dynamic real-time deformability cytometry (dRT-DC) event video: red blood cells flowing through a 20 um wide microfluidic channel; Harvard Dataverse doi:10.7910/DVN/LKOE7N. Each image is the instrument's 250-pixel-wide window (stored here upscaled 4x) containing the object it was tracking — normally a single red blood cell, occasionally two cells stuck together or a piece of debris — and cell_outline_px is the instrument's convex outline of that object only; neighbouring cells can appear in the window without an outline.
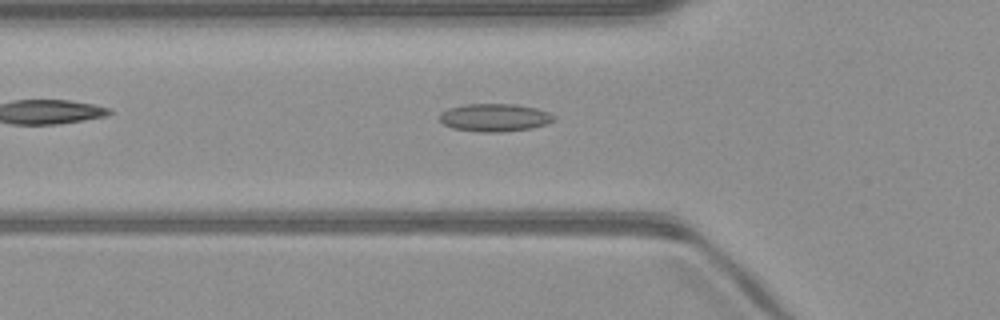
{"species": "common noctule bat (a hibernating species)", "species_latin": "Nyctalus noctula", "temperature_condition": "warm", "stored_images_in_passage": 41, "camera_frame_rate_fps": 3000, "um_per_image_px": 0.085, "animal": {"sex": "male", "body_mass_g": 23.1, "forearm_length_mm": 52.7}, "frame": {"image": 1, "passage_image": 8, "time_ms": 2.333, "image_size_px": [1000, 320], "cell_outline_px": [[556, 120], [548, 124], [532, 128], [500, 132], [480, 132], [452, 128], [444, 124], [440, 120], [440, 112], [448, 108], [464, 104], [516, 104], [536, 108], [548, 112], [556, 116]], "centroid_in_image_um": [42.07, 9.99], "position_along_channel_um": 83.7, "area_um2": 18.73}}
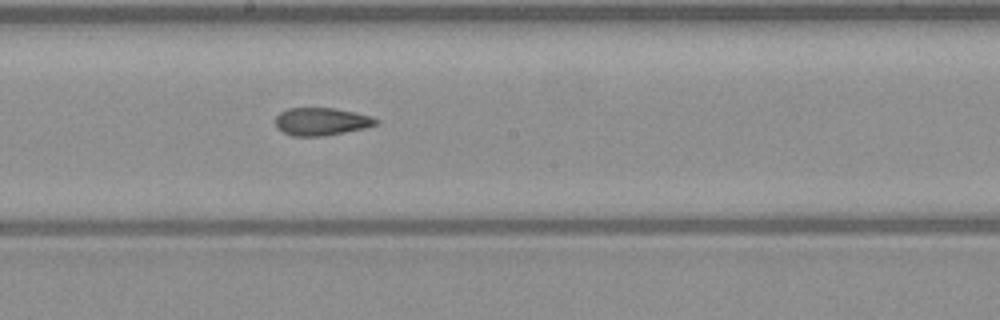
{"frame": {"image": 2, "passage_image": 18, "time_ms": 5.667, "image_size_px": [1000, 320], "cell_outline_px": [[380, 124], [364, 128], [324, 136], [292, 136], [276, 128], [276, 116], [280, 112], [288, 108], [332, 108], [356, 112], [372, 116], [380, 120]], "centroid_in_image_um": [27.35, 10.33], "position_along_channel_um": 220.9, "area_um2": 16.36}}
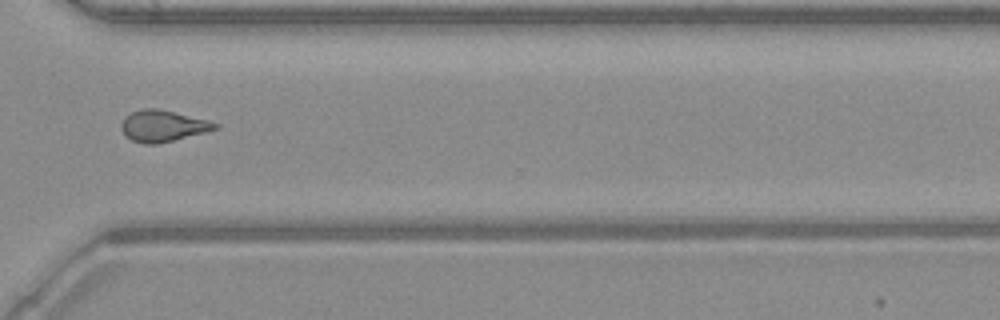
{"frame": {"image": 3, "passage_image": 28, "time_ms": 9.0, "image_size_px": [1000, 320], "cell_outline_px": [[220, 128], [156, 144], [144, 144], [132, 140], [124, 136], [120, 128], [120, 124], [124, 116], [132, 112], [144, 108], [156, 108], [208, 120], [220, 124]], "centroid_in_image_um": [13.8, 10.7], "position_along_channel_um": 356.8, "area_um2": 17.11}, "authors_computed_cell_mechanics": {"area_um2": 17.1666, "velocity_mm_per_s": 4.0862, "shape_relaxation_time_tau1_ms": null, "shape_relaxation_time_tau2_ms": 2.2865, "deformation_change_tau1": null, "deformation_change_tau2": 0.1081}}